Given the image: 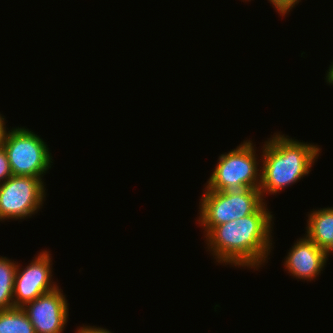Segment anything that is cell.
<instances>
[{
    "label": "cell",
    "mask_w": 333,
    "mask_h": 333,
    "mask_svg": "<svg viewBox=\"0 0 333 333\" xmlns=\"http://www.w3.org/2000/svg\"><path fill=\"white\" fill-rule=\"evenodd\" d=\"M267 204L265 201L246 217L214 226L204 236L206 251L218 265L258 271L268 263L275 243L272 236L275 217Z\"/></svg>",
    "instance_id": "1"
},
{
    "label": "cell",
    "mask_w": 333,
    "mask_h": 333,
    "mask_svg": "<svg viewBox=\"0 0 333 333\" xmlns=\"http://www.w3.org/2000/svg\"><path fill=\"white\" fill-rule=\"evenodd\" d=\"M314 143L301 142L282 132L267 138L261 150V181L259 190L266 195H277L295 185L311 172L321 151Z\"/></svg>",
    "instance_id": "2"
},
{
    "label": "cell",
    "mask_w": 333,
    "mask_h": 333,
    "mask_svg": "<svg viewBox=\"0 0 333 333\" xmlns=\"http://www.w3.org/2000/svg\"><path fill=\"white\" fill-rule=\"evenodd\" d=\"M251 138L235 149L220 154L217 165L205 183L208 190L231 191L259 188L261 181V154ZM257 152V153H256ZM258 157V158H257ZM260 157V159H259Z\"/></svg>",
    "instance_id": "3"
},
{
    "label": "cell",
    "mask_w": 333,
    "mask_h": 333,
    "mask_svg": "<svg viewBox=\"0 0 333 333\" xmlns=\"http://www.w3.org/2000/svg\"><path fill=\"white\" fill-rule=\"evenodd\" d=\"M200 196L196 223L204 236L214 226L253 214L265 202L259 188L213 191L204 186Z\"/></svg>",
    "instance_id": "4"
},
{
    "label": "cell",
    "mask_w": 333,
    "mask_h": 333,
    "mask_svg": "<svg viewBox=\"0 0 333 333\" xmlns=\"http://www.w3.org/2000/svg\"><path fill=\"white\" fill-rule=\"evenodd\" d=\"M3 148L6 150L13 175L43 178L53 165L47 142L25 127H12L7 131Z\"/></svg>",
    "instance_id": "5"
},
{
    "label": "cell",
    "mask_w": 333,
    "mask_h": 333,
    "mask_svg": "<svg viewBox=\"0 0 333 333\" xmlns=\"http://www.w3.org/2000/svg\"><path fill=\"white\" fill-rule=\"evenodd\" d=\"M46 183L36 177L12 175L0 184V222L32 218L46 201Z\"/></svg>",
    "instance_id": "6"
},
{
    "label": "cell",
    "mask_w": 333,
    "mask_h": 333,
    "mask_svg": "<svg viewBox=\"0 0 333 333\" xmlns=\"http://www.w3.org/2000/svg\"><path fill=\"white\" fill-rule=\"evenodd\" d=\"M51 255L48 249H43L34 255V259L27 266L17 264L13 291L14 307L22 308L28 302L59 287L52 278L54 274Z\"/></svg>",
    "instance_id": "7"
},
{
    "label": "cell",
    "mask_w": 333,
    "mask_h": 333,
    "mask_svg": "<svg viewBox=\"0 0 333 333\" xmlns=\"http://www.w3.org/2000/svg\"><path fill=\"white\" fill-rule=\"evenodd\" d=\"M65 296L59 286L22 307L35 333L64 332L69 319V303Z\"/></svg>",
    "instance_id": "8"
},
{
    "label": "cell",
    "mask_w": 333,
    "mask_h": 333,
    "mask_svg": "<svg viewBox=\"0 0 333 333\" xmlns=\"http://www.w3.org/2000/svg\"><path fill=\"white\" fill-rule=\"evenodd\" d=\"M284 259V270L289 276L304 282L317 280L327 265L324 249L305 235L293 243Z\"/></svg>",
    "instance_id": "9"
},
{
    "label": "cell",
    "mask_w": 333,
    "mask_h": 333,
    "mask_svg": "<svg viewBox=\"0 0 333 333\" xmlns=\"http://www.w3.org/2000/svg\"><path fill=\"white\" fill-rule=\"evenodd\" d=\"M308 213L304 235L325 250L333 241V206L312 209Z\"/></svg>",
    "instance_id": "10"
},
{
    "label": "cell",
    "mask_w": 333,
    "mask_h": 333,
    "mask_svg": "<svg viewBox=\"0 0 333 333\" xmlns=\"http://www.w3.org/2000/svg\"><path fill=\"white\" fill-rule=\"evenodd\" d=\"M18 262L0 256V310L14 308L13 291Z\"/></svg>",
    "instance_id": "11"
},
{
    "label": "cell",
    "mask_w": 333,
    "mask_h": 333,
    "mask_svg": "<svg viewBox=\"0 0 333 333\" xmlns=\"http://www.w3.org/2000/svg\"><path fill=\"white\" fill-rule=\"evenodd\" d=\"M0 333H35L34 326L21 307L0 310Z\"/></svg>",
    "instance_id": "12"
},
{
    "label": "cell",
    "mask_w": 333,
    "mask_h": 333,
    "mask_svg": "<svg viewBox=\"0 0 333 333\" xmlns=\"http://www.w3.org/2000/svg\"><path fill=\"white\" fill-rule=\"evenodd\" d=\"M270 5L278 12L280 17L289 15V12L298 5L301 0H268Z\"/></svg>",
    "instance_id": "13"
},
{
    "label": "cell",
    "mask_w": 333,
    "mask_h": 333,
    "mask_svg": "<svg viewBox=\"0 0 333 333\" xmlns=\"http://www.w3.org/2000/svg\"><path fill=\"white\" fill-rule=\"evenodd\" d=\"M12 171L10 168V163L8 160V156L6 150L1 147L0 148V184L5 182L9 177H11Z\"/></svg>",
    "instance_id": "14"
},
{
    "label": "cell",
    "mask_w": 333,
    "mask_h": 333,
    "mask_svg": "<svg viewBox=\"0 0 333 333\" xmlns=\"http://www.w3.org/2000/svg\"><path fill=\"white\" fill-rule=\"evenodd\" d=\"M75 333H113L110 330L106 329V327H97V326H90V325H82V326H77Z\"/></svg>",
    "instance_id": "15"
},
{
    "label": "cell",
    "mask_w": 333,
    "mask_h": 333,
    "mask_svg": "<svg viewBox=\"0 0 333 333\" xmlns=\"http://www.w3.org/2000/svg\"><path fill=\"white\" fill-rule=\"evenodd\" d=\"M5 116L0 113V148L3 147L5 136L9 128L6 126Z\"/></svg>",
    "instance_id": "16"
},
{
    "label": "cell",
    "mask_w": 333,
    "mask_h": 333,
    "mask_svg": "<svg viewBox=\"0 0 333 333\" xmlns=\"http://www.w3.org/2000/svg\"><path fill=\"white\" fill-rule=\"evenodd\" d=\"M325 80L327 84L333 85V61L327 69Z\"/></svg>",
    "instance_id": "17"
},
{
    "label": "cell",
    "mask_w": 333,
    "mask_h": 333,
    "mask_svg": "<svg viewBox=\"0 0 333 333\" xmlns=\"http://www.w3.org/2000/svg\"><path fill=\"white\" fill-rule=\"evenodd\" d=\"M325 252V259H326V262L328 261L329 259V256L333 255V241L329 244V246L324 250Z\"/></svg>",
    "instance_id": "18"
}]
</instances>
